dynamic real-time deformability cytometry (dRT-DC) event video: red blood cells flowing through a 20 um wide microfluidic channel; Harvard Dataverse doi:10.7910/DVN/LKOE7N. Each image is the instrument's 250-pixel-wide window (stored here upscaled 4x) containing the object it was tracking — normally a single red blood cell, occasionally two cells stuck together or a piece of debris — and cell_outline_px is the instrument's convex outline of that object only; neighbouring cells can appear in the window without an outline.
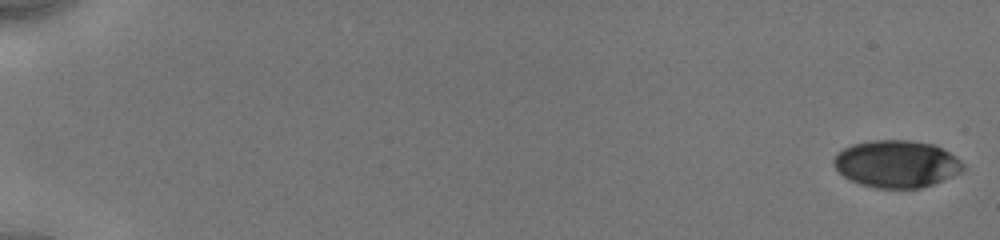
{"species": "human", "species_latin": "Homo sapiens", "temperature_condition": "cold", "stored_images_in_passage": 27, "camera_frame_rate_fps": 3000, "um_per_image_px": 0.085, "donor": {"sex": "male"}, "frame": {"image": 1, "passage_image": 1, "time_ms": 0.0, "image_size_px": [1000, 240], "cell_outline_px": [[968, 168], [952, 176], [932, 184], [920, 188], [876, 188], [860, 184], [844, 176], [832, 164], [832, 160], [836, 152], [852, 144], [868, 140], [908, 140], [932, 144], [956, 156]], "centroid_in_image_um": [76.19, 13.92], "position_along_channel_um": 8.8, "area_um2": 35.66}}
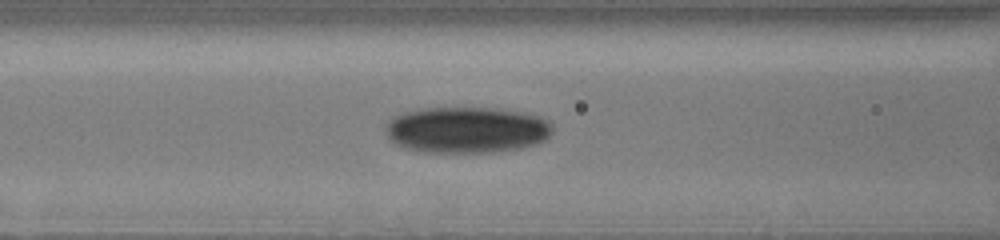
{"frame": {"image": 2, "passage_image": 16, "time_ms": 8.0, "image_size_px": [1000, 240], "cell_outline_px": [[552, 132], [548, 140], [536, 144], [520, 148], [492, 152], [424, 152], [404, 148], [396, 144], [388, 136], [384, 128], [384, 124], [388, 120], [404, 112], [420, 108], [496, 108], [520, 112], [540, 116], [548, 120], [552, 124]], "centroid_in_image_um": [39.68, 11.04], "position_along_channel_um": 126.9, "area_um2": 45.32}}
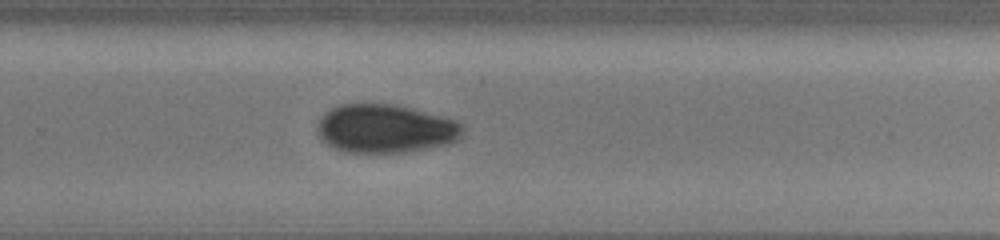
{"frame": {"image": 3, "passage_image": 27, "time_ms": 12.333, "image_size_px": [1000, 240], "cell_outline_px": [[464, 128], [460, 136], [456, 140], [448, 144], [428, 148], [404, 152], [344, 152], [328, 144], [320, 136], [316, 128], [316, 124], [320, 116], [324, 112], [340, 104], [396, 104], [448, 116], [464, 124]], "centroid_in_image_um": [32.79, 10.91], "position_along_channel_um": 297.0, "area_um2": 41.5}}